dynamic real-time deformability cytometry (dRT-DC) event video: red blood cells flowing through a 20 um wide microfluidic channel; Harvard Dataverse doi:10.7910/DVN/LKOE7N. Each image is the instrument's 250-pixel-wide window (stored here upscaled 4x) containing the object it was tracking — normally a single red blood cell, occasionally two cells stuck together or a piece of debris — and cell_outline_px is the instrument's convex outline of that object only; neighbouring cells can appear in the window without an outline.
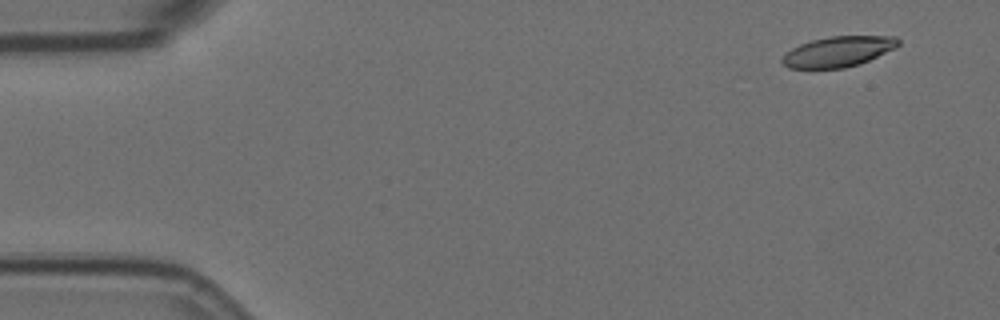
{"species": "Egyptian fruit bat (a non-hibernating species)", "species_latin": "Rousettus aegyptiacus", "temperature_condition": "room temperature", "stored_images_in_passage": 9, "camera_frame_rate_fps": 3000, "um_per_image_px": 0.085, "animal": {"sex": "female"}, "frame": {"image": 1, "passage_image": 1, "time_ms": 0.0, "image_size_px": [1000, 320], "cell_outline_px": [[900, 44], [896, 48], [860, 64], [844, 68], [788, 68], [780, 60], [792, 48], [800, 44], [812, 40], [832, 36], [896, 36], [900, 40]], "centroid_in_image_um": [71.29, 4.38], "position_along_channel_um": 13.7, "area_um2": 20.52}}
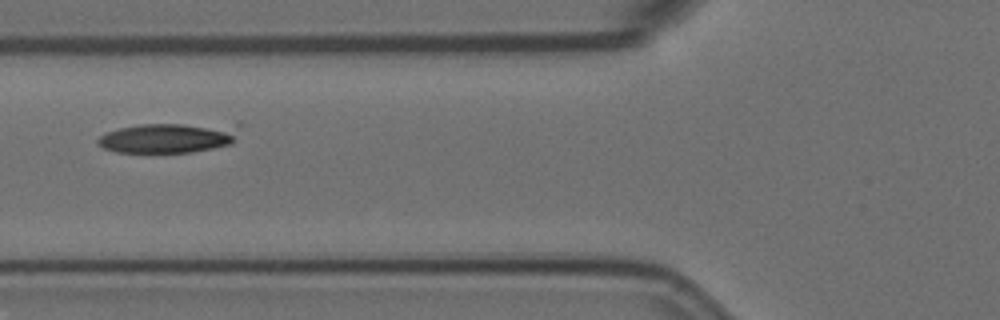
{"frame": {"image": 2, "passage_image": 6, "time_ms": 1.667, "image_size_px": [1000, 320], "cell_outline_px": [[244, 124], [236, 140], [232, 144], [192, 152], [116, 152], [104, 148], [96, 144], [96, 140], [100, 136], [108, 132], [120, 128], [140, 124], [240, 120]], "centroid_in_image_um": [14.6, 11.63], "position_along_channel_um": 111.2, "area_um2": 26.53}}
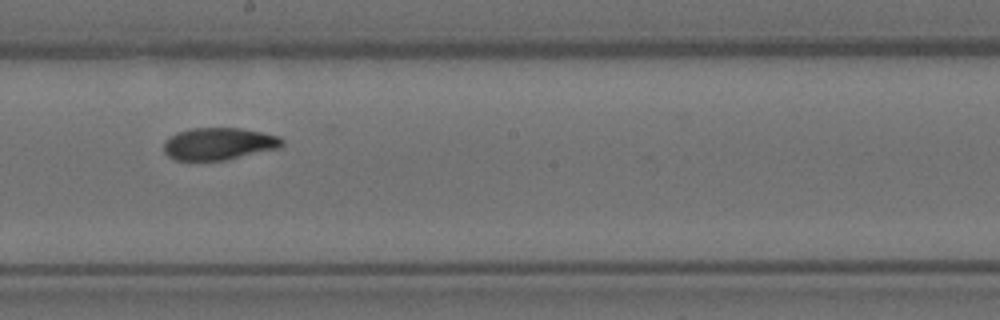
{"frame": {"image": 3, "passage_image": 9, "time_ms": 2.667, "image_size_px": [1000, 320], "cell_outline_px": [[284, 144], [280, 148], [224, 160], [176, 160], [168, 156], [164, 152], [164, 140], [176, 132], [192, 128], [240, 128], [280, 136], [284, 140]], "centroid_in_image_um": [18.6, 12.21], "position_along_channel_um": 229.6, "area_um2": 22.25}}